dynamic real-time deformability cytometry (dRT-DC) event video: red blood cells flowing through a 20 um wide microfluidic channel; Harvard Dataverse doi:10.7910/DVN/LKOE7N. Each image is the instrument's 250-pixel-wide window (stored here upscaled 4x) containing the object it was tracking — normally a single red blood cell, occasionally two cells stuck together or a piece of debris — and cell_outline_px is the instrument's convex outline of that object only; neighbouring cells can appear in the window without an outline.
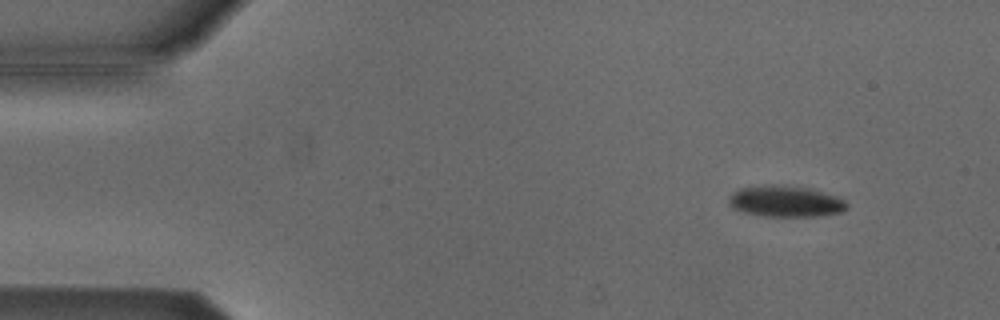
{"species": "Egyptian fruit bat (a non-hibernating species)", "species_latin": "Rousettus aegyptiacus", "temperature_condition": "cold", "stored_images_in_passage": 4, "camera_frame_rate_fps": 3000, "um_per_image_px": 0.085, "animal": {"sex": "male"}, "frame": {"image": 1, "passage_image": 1, "time_ms": 0.0, "image_size_px": [1000, 320], "cell_outline_px": [[848, 208], [840, 212], [820, 216], [764, 216], [744, 212], [732, 208], [728, 204], [728, 196], [732, 192], [740, 188], [764, 184], [776, 184], [808, 188], [840, 196], [848, 204]], "centroid_in_image_um": [66.75, 17.1], "position_along_channel_um": 18.2, "area_um2": 21.79}}
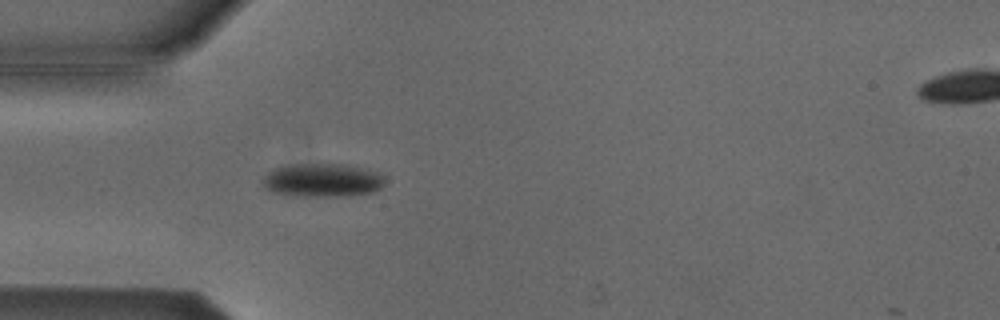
{"frame": {"image": 2, "passage_image": 4, "time_ms": 1.0, "image_size_px": [1000, 320], "cell_outline_px": [[384, 184], [380, 188], [372, 192], [348, 196], [296, 196], [272, 192], [264, 188], [264, 176], [268, 172], [276, 168], [292, 164], [344, 164], [380, 172], [384, 176]], "centroid_in_image_um": [27.43, 15.32], "position_along_channel_um": 57.6, "area_um2": 23.87}}